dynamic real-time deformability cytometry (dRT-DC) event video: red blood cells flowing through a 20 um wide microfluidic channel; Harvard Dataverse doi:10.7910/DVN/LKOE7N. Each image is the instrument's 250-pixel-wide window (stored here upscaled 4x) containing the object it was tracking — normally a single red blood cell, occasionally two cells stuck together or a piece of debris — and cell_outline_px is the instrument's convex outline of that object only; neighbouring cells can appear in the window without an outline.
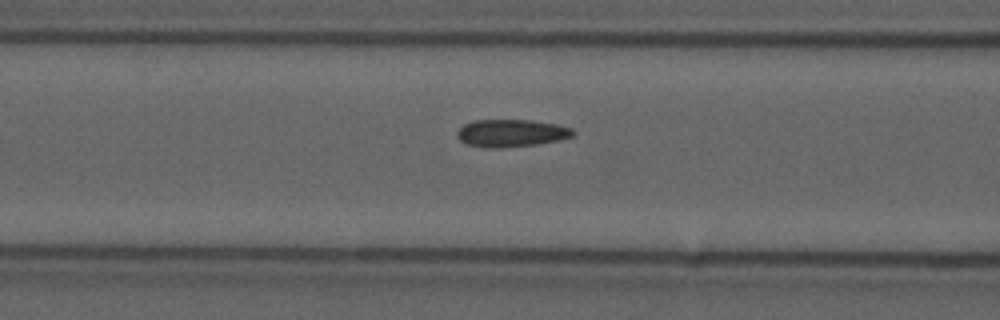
{"species": "common noctule bat (a hibernating species)", "species_latin": "Nyctalus noctula", "temperature_condition": "cold", "stored_images_in_passage": 6, "camera_frame_rate_fps": 3000, "um_per_image_px": 0.085, "animal": {"sex": "male", "forearm_length_mm": 52.5}, "frame": {"image": 1, "passage_image": 5, "time_ms": 1.333, "image_size_px": [1000, 320], "cell_outline_px": [[576, 132], [572, 136], [560, 140], [536, 144], [500, 148], [484, 148], [468, 144], [460, 140], [456, 136], [456, 132], [464, 124], [472, 120], [532, 120], [556, 124], [572, 128]], "centroid_in_image_um": [43.45, 11.31], "position_along_channel_um": 123.2, "area_um2": 18.67}}